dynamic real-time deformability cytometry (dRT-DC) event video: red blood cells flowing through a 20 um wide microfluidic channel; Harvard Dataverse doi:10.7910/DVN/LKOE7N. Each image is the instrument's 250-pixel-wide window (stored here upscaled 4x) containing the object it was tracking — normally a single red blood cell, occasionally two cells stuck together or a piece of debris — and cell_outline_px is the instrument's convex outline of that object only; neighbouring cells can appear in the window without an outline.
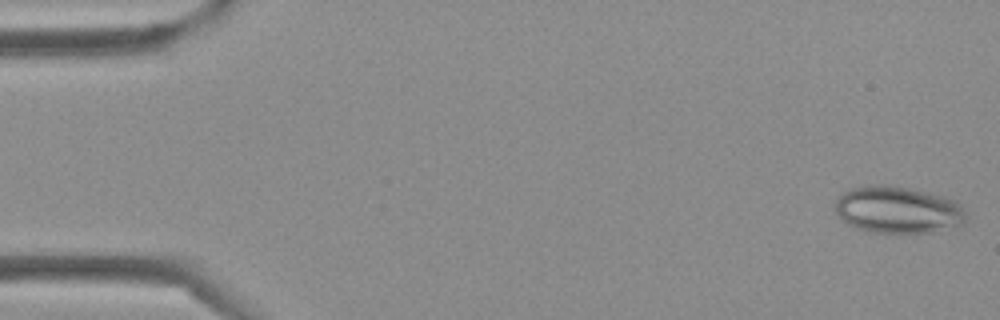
{"species": "Egyptian fruit bat (a non-hibernating species)", "species_latin": "Rousettus aegyptiacus", "temperature_condition": "cold", "stored_images_in_passage": 43, "camera_frame_rate_fps": 3000, "um_per_image_px": 0.085, "frame": {"image": 1, "passage_image": 1, "time_ms": 0.0, "image_size_px": [1000, 320], "cell_outline_px": [[968, 220], [964, 224], [932, 232], [868, 232], [848, 224], [836, 212], [836, 200], [848, 188], [864, 184], [888, 184], [908, 188], [944, 196], [956, 200], [960, 204]], "centroid_in_image_um": [76.33, 17.81], "position_along_channel_um": 8.7, "area_um2": 35.95}}
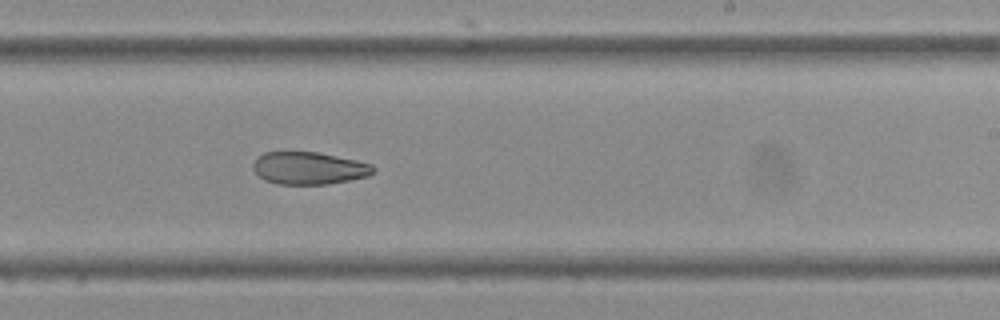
{"frame": {"image": 2, "passage_image": 26, "time_ms": 8.333, "image_size_px": [1000, 320], "cell_outline_px": [[376, 168], [368, 176], [328, 184], [276, 184], [264, 180], [252, 168], [252, 164], [256, 156], [264, 152], [316, 152], [356, 160], [372, 164]], "centroid_in_image_um": [26.22, 14.29], "position_along_channel_um": 262.8, "area_um2": 22.72}}
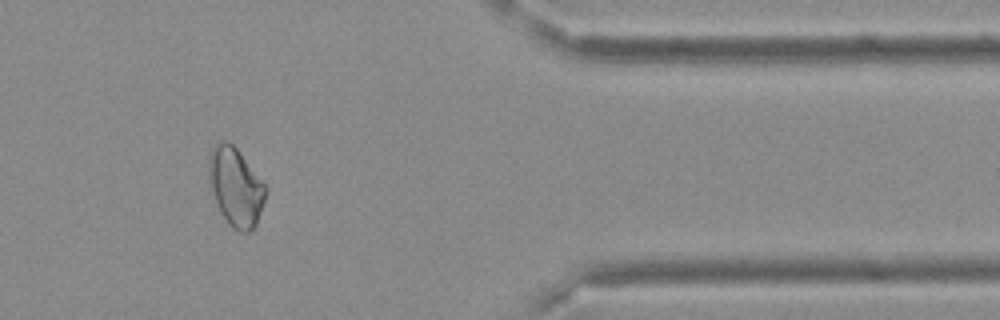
{"frame": {"image": 3, "passage_image": 36, "time_ms": 11.667, "image_size_px": [1000, 320], "cell_outline_px": [[268, 188], [256, 224], [248, 232], [240, 232], [232, 228], [228, 224], [220, 212], [212, 192], [208, 180], [208, 156], [212, 148], [220, 140], [228, 140], [236, 148]], "centroid_in_image_um": [20.0, 15.87], "position_along_channel_um": 391.4, "area_um2": 25.95}}